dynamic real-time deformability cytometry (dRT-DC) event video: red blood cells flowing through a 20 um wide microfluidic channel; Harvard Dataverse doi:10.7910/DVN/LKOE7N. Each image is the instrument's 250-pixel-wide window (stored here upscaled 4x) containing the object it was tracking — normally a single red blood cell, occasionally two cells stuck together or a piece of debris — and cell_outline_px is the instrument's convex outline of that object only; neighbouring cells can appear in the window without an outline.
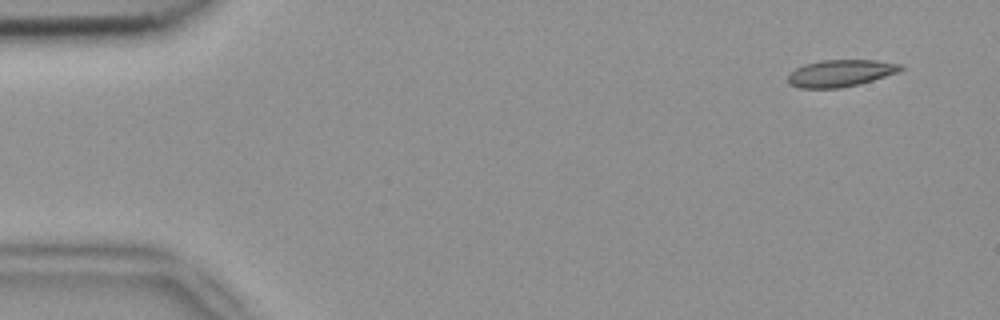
{"species": "common noctule bat (a hibernating species)", "species_latin": "Nyctalus noctula", "temperature_condition": "room temperature", "stored_images_in_passage": 5, "camera_frame_rate_fps": 3000, "um_per_image_px": 0.085, "animal": {"sex": "female", "body_mass_g": 18.4}, "frame": {"image": 1, "passage_image": 2, "time_ms": 0.333, "image_size_px": [1000, 320], "cell_outline_px": [[904, 68], [896, 72], [860, 84], [840, 88], [800, 88], [788, 84], [788, 72], [804, 64], [820, 60], [876, 60], [904, 64]], "centroid_in_image_um": [71.41, 6.21], "position_along_channel_um": 13.6, "area_um2": 17.8}}
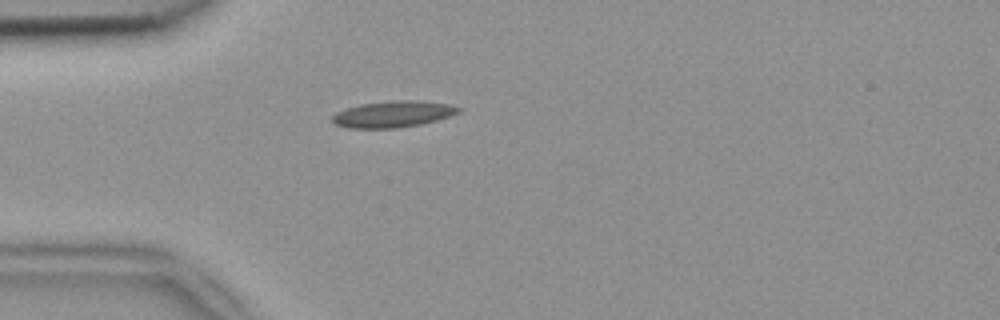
{"frame": {"image": 2, "passage_image": 5, "time_ms": 1.333, "image_size_px": [1000, 320], "cell_outline_px": [[460, 112], [436, 120], [420, 124], [396, 128], [348, 128], [336, 124], [332, 120], [332, 116], [336, 112], [360, 104], [392, 100], [416, 100], [448, 104], [460, 108]], "centroid_in_image_um": [33.38, 9.7], "position_along_channel_um": 51.6, "area_um2": 19.19}}